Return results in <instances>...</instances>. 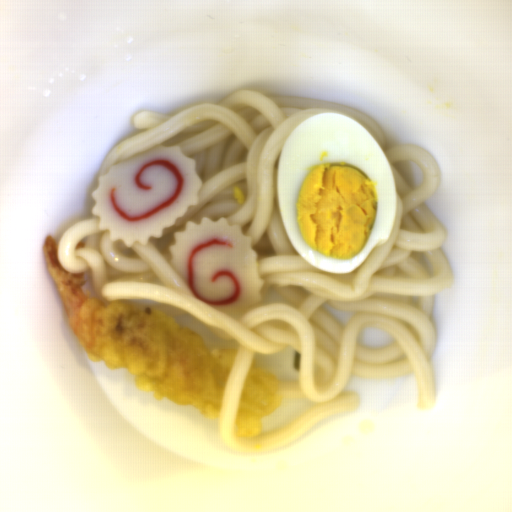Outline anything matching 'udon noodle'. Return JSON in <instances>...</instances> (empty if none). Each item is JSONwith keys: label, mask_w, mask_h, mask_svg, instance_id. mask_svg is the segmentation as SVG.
<instances>
[{"label": "udon noodle", "mask_w": 512, "mask_h": 512, "mask_svg": "<svg viewBox=\"0 0 512 512\" xmlns=\"http://www.w3.org/2000/svg\"><path fill=\"white\" fill-rule=\"evenodd\" d=\"M341 113L363 125L383 148L394 173L397 209L391 237L351 273L334 274L304 261L284 230L277 197L276 167L291 132L314 115ZM133 128L143 130L113 146L94 181L112 165L157 145L179 146L195 161L202 182L199 202L162 237L132 246L113 240L100 218L79 221L58 239L56 255L70 274L91 273L95 294L107 301L155 300L178 308L236 340L235 359L219 415L223 444L235 451L275 452L313 425L359 409L360 397L343 390L351 376L377 379L415 374L417 406H434L437 383L430 359L435 352L432 323L435 296L450 289L454 272L442 247L448 236L427 200L442 179L434 155L424 147H386L385 136L368 113L347 105L238 90L210 104L174 114L140 111ZM233 186L245 194V204ZM225 216L252 238L258 273L264 279L260 305L242 320L215 310L194 296L170 267L167 248L185 221ZM353 313L338 323L323 308ZM393 334L396 344H359L366 327ZM256 361L281 384L283 402L306 398V415L255 439H236L234 414L242 382ZM266 417L262 425L271 416Z\"/></svg>", "instance_id": "udon-noodle-1"}]
</instances>
